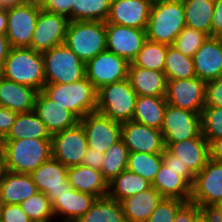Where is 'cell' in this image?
<instances>
[{"mask_svg":"<svg viewBox=\"0 0 222 222\" xmlns=\"http://www.w3.org/2000/svg\"><path fill=\"white\" fill-rule=\"evenodd\" d=\"M0 148L4 169L15 173L31 174L52 156L51 139L2 140Z\"/></svg>","mask_w":222,"mask_h":222,"instance_id":"1","label":"cell"},{"mask_svg":"<svg viewBox=\"0 0 222 222\" xmlns=\"http://www.w3.org/2000/svg\"><path fill=\"white\" fill-rule=\"evenodd\" d=\"M0 76L42 91L46 84L42 53L30 47H11Z\"/></svg>","mask_w":222,"mask_h":222,"instance_id":"2","label":"cell"},{"mask_svg":"<svg viewBox=\"0 0 222 222\" xmlns=\"http://www.w3.org/2000/svg\"><path fill=\"white\" fill-rule=\"evenodd\" d=\"M185 26L182 0H161L152 3L146 29L147 39L173 45Z\"/></svg>","mask_w":222,"mask_h":222,"instance_id":"3","label":"cell"},{"mask_svg":"<svg viewBox=\"0 0 222 222\" xmlns=\"http://www.w3.org/2000/svg\"><path fill=\"white\" fill-rule=\"evenodd\" d=\"M42 92L79 120L97 110V90L86 76L73 83L45 84Z\"/></svg>","mask_w":222,"mask_h":222,"instance_id":"4","label":"cell"},{"mask_svg":"<svg viewBox=\"0 0 222 222\" xmlns=\"http://www.w3.org/2000/svg\"><path fill=\"white\" fill-rule=\"evenodd\" d=\"M64 43L86 64L106 50V23L70 21Z\"/></svg>","mask_w":222,"mask_h":222,"instance_id":"5","label":"cell"},{"mask_svg":"<svg viewBox=\"0 0 222 222\" xmlns=\"http://www.w3.org/2000/svg\"><path fill=\"white\" fill-rule=\"evenodd\" d=\"M137 96L128 79L105 85L97 90L96 111L121 124L131 121Z\"/></svg>","mask_w":222,"mask_h":222,"instance_id":"6","label":"cell"},{"mask_svg":"<svg viewBox=\"0 0 222 222\" xmlns=\"http://www.w3.org/2000/svg\"><path fill=\"white\" fill-rule=\"evenodd\" d=\"M46 84H66L86 76L85 63L65 44L42 52Z\"/></svg>","mask_w":222,"mask_h":222,"instance_id":"7","label":"cell"},{"mask_svg":"<svg viewBox=\"0 0 222 222\" xmlns=\"http://www.w3.org/2000/svg\"><path fill=\"white\" fill-rule=\"evenodd\" d=\"M161 132L165 148L171 143L198 137L202 133L201 113L167 104Z\"/></svg>","mask_w":222,"mask_h":222,"instance_id":"8","label":"cell"},{"mask_svg":"<svg viewBox=\"0 0 222 222\" xmlns=\"http://www.w3.org/2000/svg\"><path fill=\"white\" fill-rule=\"evenodd\" d=\"M190 201L205 212L222 202V162L209 159L205 167L195 175Z\"/></svg>","mask_w":222,"mask_h":222,"instance_id":"9","label":"cell"},{"mask_svg":"<svg viewBox=\"0 0 222 222\" xmlns=\"http://www.w3.org/2000/svg\"><path fill=\"white\" fill-rule=\"evenodd\" d=\"M87 148L86 133L80 122L51 138L52 157L66 167L81 165Z\"/></svg>","mask_w":222,"mask_h":222,"instance_id":"10","label":"cell"},{"mask_svg":"<svg viewBox=\"0 0 222 222\" xmlns=\"http://www.w3.org/2000/svg\"><path fill=\"white\" fill-rule=\"evenodd\" d=\"M41 6L27 2L7 9V30L10 47H30Z\"/></svg>","mask_w":222,"mask_h":222,"instance_id":"11","label":"cell"},{"mask_svg":"<svg viewBox=\"0 0 222 222\" xmlns=\"http://www.w3.org/2000/svg\"><path fill=\"white\" fill-rule=\"evenodd\" d=\"M129 62L115 53L105 50L85 64L86 78L96 90L117 81L127 79Z\"/></svg>","mask_w":222,"mask_h":222,"instance_id":"12","label":"cell"},{"mask_svg":"<svg viewBox=\"0 0 222 222\" xmlns=\"http://www.w3.org/2000/svg\"><path fill=\"white\" fill-rule=\"evenodd\" d=\"M206 82L193 77L167 80L165 99L168 104L201 113L205 106Z\"/></svg>","mask_w":222,"mask_h":222,"instance_id":"13","label":"cell"},{"mask_svg":"<svg viewBox=\"0 0 222 222\" xmlns=\"http://www.w3.org/2000/svg\"><path fill=\"white\" fill-rule=\"evenodd\" d=\"M86 133L89 148L105 152L121 140L122 124L95 111L79 120Z\"/></svg>","mask_w":222,"mask_h":222,"instance_id":"14","label":"cell"},{"mask_svg":"<svg viewBox=\"0 0 222 222\" xmlns=\"http://www.w3.org/2000/svg\"><path fill=\"white\" fill-rule=\"evenodd\" d=\"M69 23L66 16L41 9L30 48L42 53L63 44Z\"/></svg>","mask_w":222,"mask_h":222,"instance_id":"15","label":"cell"},{"mask_svg":"<svg viewBox=\"0 0 222 222\" xmlns=\"http://www.w3.org/2000/svg\"><path fill=\"white\" fill-rule=\"evenodd\" d=\"M146 39V30L106 23V50L125 58L129 63L142 49Z\"/></svg>","mask_w":222,"mask_h":222,"instance_id":"16","label":"cell"},{"mask_svg":"<svg viewBox=\"0 0 222 222\" xmlns=\"http://www.w3.org/2000/svg\"><path fill=\"white\" fill-rule=\"evenodd\" d=\"M38 192H43L53 203L57 196L72 189L68 182V167L52 156L31 174Z\"/></svg>","mask_w":222,"mask_h":222,"instance_id":"17","label":"cell"},{"mask_svg":"<svg viewBox=\"0 0 222 222\" xmlns=\"http://www.w3.org/2000/svg\"><path fill=\"white\" fill-rule=\"evenodd\" d=\"M121 140L129 152L163 153L165 149L160 129L137 123L133 120L122 123Z\"/></svg>","mask_w":222,"mask_h":222,"instance_id":"18","label":"cell"},{"mask_svg":"<svg viewBox=\"0 0 222 222\" xmlns=\"http://www.w3.org/2000/svg\"><path fill=\"white\" fill-rule=\"evenodd\" d=\"M152 3L149 0H111L105 23L146 30Z\"/></svg>","mask_w":222,"mask_h":222,"instance_id":"19","label":"cell"},{"mask_svg":"<svg viewBox=\"0 0 222 222\" xmlns=\"http://www.w3.org/2000/svg\"><path fill=\"white\" fill-rule=\"evenodd\" d=\"M192 59L199 79L207 82L222 76V38L208 36Z\"/></svg>","mask_w":222,"mask_h":222,"instance_id":"20","label":"cell"},{"mask_svg":"<svg viewBox=\"0 0 222 222\" xmlns=\"http://www.w3.org/2000/svg\"><path fill=\"white\" fill-rule=\"evenodd\" d=\"M34 112L44 123L51 135L75 126L79 119L63 106L39 91L34 105Z\"/></svg>","mask_w":222,"mask_h":222,"instance_id":"21","label":"cell"},{"mask_svg":"<svg viewBox=\"0 0 222 222\" xmlns=\"http://www.w3.org/2000/svg\"><path fill=\"white\" fill-rule=\"evenodd\" d=\"M166 149L179 158L196 175L207 164L210 159L209 143L202 133L195 138L171 143Z\"/></svg>","mask_w":222,"mask_h":222,"instance_id":"22","label":"cell"},{"mask_svg":"<svg viewBox=\"0 0 222 222\" xmlns=\"http://www.w3.org/2000/svg\"><path fill=\"white\" fill-rule=\"evenodd\" d=\"M34 88L7 80L0 76V106L16 113L34 111L36 96Z\"/></svg>","mask_w":222,"mask_h":222,"instance_id":"23","label":"cell"},{"mask_svg":"<svg viewBox=\"0 0 222 222\" xmlns=\"http://www.w3.org/2000/svg\"><path fill=\"white\" fill-rule=\"evenodd\" d=\"M96 200V196L72 188L57 196L52 203L54 218L61 216L59 218H63V222H75L91 208Z\"/></svg>","mask_w":222,"mask_h":222,"instance_id":"24","label":"cell"},{"mask_svg":"<svg viewBox=\"0 0 222 222\" xmlns=\"http://www.w3.org/2000/svg\"><path fill=\"white\" fill-rule=\"evenodd\" d=\"M38 192L30 174L5 170L0 180V199L3 204H20Z\"/></svg>","mask_w":222,"mask_h":222,"instance_id":"25","label":"cell"},{"mask_svg":"<svg viewBox=\"0 0 222 222\" xmlns=\"http://www.w3.org/2000/svg\"><path fill=\"white\" fill-rule=\"evenodd\" d=\"M127 79L138 96H165L167 79L163 71L128 66Z\"/></svg>","mask_w":222,"mask_h":222,"instance_id":"26","label":"cell"},{"mask_svg":"<svg viewBox=\"0 0 222 222\" xmlns=\"http://www.w3.org/2000/svg\"><path fill=\"white\" fill-rule=\"evenodd\" d=\"M68 182L73 189L89 193L97 198L108 195V182L104 179L102 172L85 165L68 167Z\"/></svg>","mask_w":222,"mask_h":222,"instance_id":"27","label":"cell"},{"mask_svg":"<svg viewBox=\"0 0 222 222\" xmlns=\"http://www.w3.org/2000/svg\"><path fill=\"white\" fill-rule=\"evenodd\" d=\"M151 186L166 198H177L185 202L191 199V186L184 180V170L170 169L164 163Z\"/></svg>","mask_w":222,"mask_h":222,"instance_id":"28","label":"cell"},{"mask_svg":"<svg viewBox=\"0 0 222 222\" xmlns=\"http://www.w3.org/2000/svg\"><path fill=\"white\" fill-rule=\"evenodd\" d=\"M162 199L163 196L152 186L123 199L120 203L126 222H146Z\"/></svg>","mask_w":222,"mask_h":222,"instance_id":"29","label":"cell"},{"mask_svg":"<svg viewBox=\"0 0 222 222\" xmlns=\"http://www.w3.org/2000/svg\"><path fill=\"white\" fill-rule=\"evenodd\" d=\"M167 104L165 96H137L132 120L161 130Z\"/></svg>","mask_w":222,"mask_h":222,"instance_id":"30","label":"cell"},{"mask_svg":"<svg viewBox=\"0 0 222 222\" xmlns=\"http://www.w3.org/2000/svg\"><path fill=\"white\" fill-rule=\"evenodd\" d=\"M22 138L51 139L52 135L34 111L17 113L14 124L3 140Z\"/></svg>","mask_w":222,"mask_h":222,"instance_id":"31","label":"cell"},{"mask_svg":"<svg viewBox=\"0 0 222 222\" xmlns=\"http://www.w3.org/2000/svg\"><path fill=\"white\" fill-rule=\"evenodd\" d=\"M182 1L186 26L211 36V24L215 0Z\"/></svg>","mask_w":222,"mask_h":222,"instance_id":"32","label":"cell"},{"mask_svg":"<svg viewBox=\"0 0 222 222\" xmlns=\"http://www.w3.org/2000/svg\"><path fill=\"white\" fill-rule=\"evenodd\" d=\"M151 183L142 176L125 169L108 183V197L121 202L123 199L148 190Z\"/></svg>","mask_w":222,"mask_h":222,"instance_id":"33","label":"cell"},{"mask_svg":"<svg viewBox=\"0 0 222 222\" xmlns=\"http://www.w3.org/2000/svg\"><path fill=\"white\" fill-rule=\"evenodd\" d=\"M75 222H126L121 203L109 198H97L84 215Z\"/></svg>","mask_w":222,"mask_h":222,"instance_id":"34","label":"cell"},{"mask_svg":"<svg viewBox=\"0 0 222 222\" xmlns=\"http://www.w3.org/2000/svg\"><path fill=\"white\" fill-rule=\"evenodd\" d=\"M167 80L196 77L192 57L186 56L170 45L167 48L164 71Z\"/></svg>","mask_w":222,"mask_h":222,"instance_id":"35","label":"cell"},{"mask_svg":"<svg viewBox=\"0 0 222 222\" xmlns=\"http://www.w3.org/2000/svg\"><path fill=\"white\" fill-rule=\"evenodd\" d=\"M169 45L146 39L142 49L132 60V64L145 69L164 71L165 58Z\"/></svg>","mask_w":222,"mask_h":222,"instance_id":"36","label":"cell"},{"mask_svg":"<svg viewBox=\"0 0 222 222\" xmlns=\"http://www.w3.org/2000/svg\"><path fill=\"white\" fill-rule=\"evenodd\" d=\"M110 6L111 0H74L72 21L106 22Z\"/></svg>","mask_w":222,"mask_h":222,"instance_id":"37","label":"cell"},{"mask_svg":"<svg viewBox=\"0 0 222 222\" xmlns=\"http://www.w3.org/2000/svg\"><path fill=\"white\" fill-rule=\"evenodd\" d=\"M128 154V148L122 140L111 145L104 152L103 166L100 171L108 183L117 177L122 171L127 169Z\"/></svg>","mask_w":222,"mask_h":222,"instance_id":"38","label":"cell"},{"mask_svg":"<svg viewBox=\"0 0 222 222\" xmlns=\"http://www.w3.org/2000/svg\"><path fill=\"white\" fill-rule=\"evenodd\" d=\"M162 164V153L129 152L127 169L153 183Z\"/></svg>","mask_w":222,"mask_h":222,"instance_id":"39","label":"cell"},{"mask_svg":"<svg viewBox=\"0 0 222 222\" xmlns=\"http://www.w3.org/2000/svg\"><path fill=\"white\" fill-rule=\"evenodd\" d=\"M20 206L32 222H50L55 219L52 203L43 192H37L35 195L22 201Z\"/></svg>","mask_w":222,"mask_h":222,"instance_id":"40","label":"cell"},{"mask_svg":"<svg viewBox=\"0 0 222 222\" xmlns=\"http://www.w3.org/2000/svg\"><path fill=\"white\" fill-rule=\"evenodd\" d=\"M202 135L210 143L222 137V107L205 105L201 112Z\"/></svg>","mask_w":222,"mask_h":222,"instance_id":"41","label":"cell"},{"mask_svg":"<svg viewBox=\"0 0 222 222\" xmlns=\"http://www.w3.org/2000/svg\"><path fill=\"white\" fill-rule=\"evenodd\" d=\"M207 38L208 35L204 32L185 26L177 35L172 46L184 55L193 58Z\"/></svg>","mask_w":222,"mask_h":222,"instance_id":"42","label":"cell"},{"mask_svg":"<svg viewBox=\"0 0 222 222\" xmlns=\"http://www.w3.org/2000/svg\"><path fill=\"white\" fill-rule=\"evenodd\" d=\"M184 203L181 199L163 197L146 222H174L178 209Z\"/></svg>","mask_w":222,"mask_h":222,"instance_id":"43","label":"cell"},{"mask_svg":"<svg viewBox=\"0 0 222 222\" xmlns=\"http://www.w3.org/2000/svg\"><path fill=\"white\" fill-rule=\"evenodd\" d=\"M174 222H207V212L196 203L188 201L178 209Z\"/></svg>","mask_w":222,"mask_h":222,"instance_id":"44","label":"cell"},{"mask_svg":"<svg viewBox=\"0 0 222 222\" xmlns=\"http://www.w3.org/2000/svg\"><path fill=\"white\" fill-rule=\"evenodd\" d=\"M205 105L222 107V76L206 82Z\"/></svg>","mask_w":222,"mask_h":222,"instance_id":"45","label":"cell"},{"mask_svg":"<svg viewBox=\"0 0 222 222\" xmlns=\"http://www.w3.org/2000/svg\"><path fill=\"white\" fill-rule=\"evenodd\" d=\"M162 163L174 170H184V180L192 187L195 181V174L179 158L171 154L166 148L162 153Z\"/></svg>","mask_w":222,"mask_h":222,"instance_id":"46","label":"cell"},{"mask_svg":"<svg viewBox=\"0 0 222 222\" xmlns=\"http://www.w3.org/2000/svg\"><path fill=\"white\" fill-rule=\"evenodd\" d=\"M0 222H32L20 204H4Z\"/></svg>","mask_w":222,"mask_h":222,"instance_id":"47","label":"cell"},{"mask_svg":"<svg viewBox=\"0 0 222 222\" xmlns=\"http://www.w3.org/2000/svg\"><path fill=\"white\" fill-rule=\"evenodd\" d=\"M74 0H47L41 8L47 12L60 14L72 21V5Z\"/></svg>","mask_w":222,"mask_h":222,"instance_id":"48","label":"cell"},{"mask_svg":"<svg viewBox=\"0 0 222 222\" xmlns=\"http://www.w3.org/2000/svg\"><path fill=\"white\" fill-rule=\"evenodd\" d=\"M17 113L12 110L0 106V142L10 131L15 122Z\"/></svg>","mask_w":222,"mask_h":222,"instance_id":"49","label":"cell"},{"mask_svg":"<svg viewBox=\"0 0 222 222\" xmlns=\"http://www.w3.org/2000/svg\"><path fill=\"white\" fill-rule=\"evenodd\" d=\"M104 161V153L93 148H87L86 154L82 161V165L88 166L96 170H101Z\"/></svg>","mask_w":222,"mask_h":222,"instance_id":"50","label":"cell"},{"mask_svg":"<svg viewBox=\"0 0 222 222\" xmlns=\"http://www.w3.org/2000/svg\"><path fill=\"white\" fill-rule=\"evenodd\" d=\"M211 36L222 38V0H215L214 2Z\"/></svg>","mask_w":222,"mask_h":222,"instance_id":"51","label":"cell"},{"mask_svg":"<svg viewBox=\"0 0 222 222\" xmlns=\"http://www.w3.org/2000/svg\"><path fill=\"white\" fill-rule=\"evenodd\" d=\"M210 159L222 162V137L209 143Z\"/></svg>","mask_w":222,"mask_h":222,"instance_id":"52","label":"cell"},{"mask_svg":"<svg viewBox=\"0 0 222 222\" xmlns=\"http://www.w3.org/2000/svg\"><path fill=\"white\" fill-rule=\"evenodd\" d=\"M10 48L11 47L6 34L0 33V70L4 65V62L8 56Z\"/></svg>","mask_w":222,"mask_h":222,"instance_id":"53","label":"cell"},{"mask_svg":"<svg viewBox=\"0 0 222 222\" xmlns=\"http://www.w3.org/2000/svg\"><path fill=\"white\" fill-rule=\"evenodd\" d=\"M208 222H222V202L216 204L207 212Z\"/></svg>","mask_w":222,"mask_h":222,"instance_id":"54","label":"cell"},{"mask_svg":"<svg viewBox=\"0 0 222 222\" xmlns=\"http://www.w3.org/2000/svg\"><path fill=\"white\" fill-rule=\"evenodd\" d=\"M29 2V0H0V8L8 9L15 6H21Z\"/></svg>","mask_w":222,"mask_h":222,"instance_id":"55","label":"cell"},{"mask_svg":"<svg viewBox=\"0 0 222 222\" xmlns=\"http://www.w3.org/2000/svg\"><path fill=\"white\" fill-rule=\"evenodd\" d=\"M7 30V9L0 8V33L6 34Z\"/></svg>","mask_w":222,"mask_h":222,"instance_id":"56","label":"cell"},{"mask_svg":"<svg viewBox=\"0 0 222 222\" xmlns=\"http://www.w3.org/2000/svg\"><path fill=\"white\" fill-rule=\"evenodd\" d=\"M4 171H5V169H4V157H3L2 149L0 148V180L2 178V175H3Z\"/></svg>","mask_w":222,"mask_h":222,"instance_id":"57","label":"cell"},{"mask_svg":"<svg viewBox=\"0 0 222 222\" xmlns=\"http://www.w3.org/2000/svg\"><path fill=\"white\" fill-rule=\"evenodd\" d=\"M30 2L42 6L47 0H29Z\"/></svg>","mask_w":222,"mask_h":222,"instance_id":"58","label":"cell"},{"mask_svg":"<svg viewBox=\"0 0 222 222\" xmlns=\"http://www.w3.org/2000/svg\"><path fill=\"white\" fill-rule=\"evenodd\" d=\"M3 203H2V200L0 199V218H1V212H2V208H3Z\"/></svg>","mask_w":222,"mask_h":222,"instance_id":"59","label":"cell"},{"mask_svg":"<svg viewBox=\"0 0 222 222\" xmlns=\"http://www.w3.org/2000/svg\"><path fill=\"white\" fill-rule=\"evenodd\" d=\"M151 3L159 2L161 0H149Z\"/></svg>","mask_w":222,"mask_h":222,"instance_id":"60","label":"cell"}]
</instances>
